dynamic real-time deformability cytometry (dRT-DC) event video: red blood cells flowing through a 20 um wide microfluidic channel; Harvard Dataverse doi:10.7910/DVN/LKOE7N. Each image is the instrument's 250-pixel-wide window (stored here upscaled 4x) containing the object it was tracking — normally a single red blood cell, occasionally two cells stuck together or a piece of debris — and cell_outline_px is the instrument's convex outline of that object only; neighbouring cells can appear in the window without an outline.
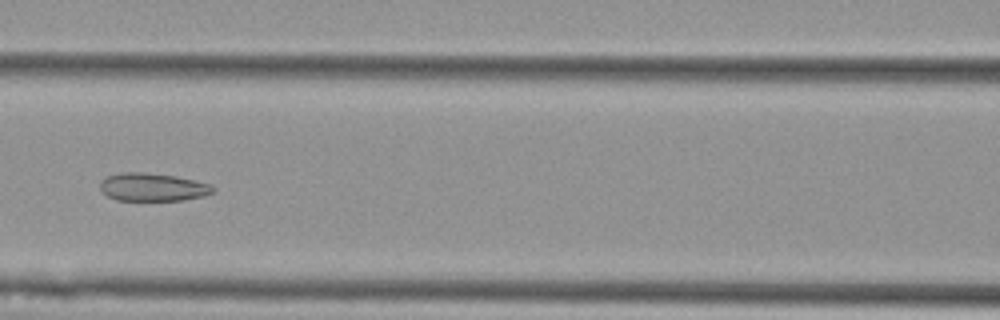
{"species": "Egyptian fruit bat (a non-hibernating species)", "species_latin": "Rousettus aegyptiacus", "temperature_condition": "cold", "stored_images_in_passage": 7, "camera_frame_rate_fps": 3000, "um_per_image_px": 0.085, "animal": {"sex": "female"}, "frame": {"image": 1, "passage_image": 7, "time_ms": 2.0, "image_size_px": [1000, 320], "cell_outline_px": [[216, 192], [204, 196], [180, 200], [116, 200], [108, 196], [100, 188], [100, 180], [108, 176], [120, 172], [144, 172], [176, 176], [212, 184], [216, 188]], "centroid_in_image_um": [13.02, 15.9], "position_along_channel_um": 153.6, "area_um2": 18.55}}